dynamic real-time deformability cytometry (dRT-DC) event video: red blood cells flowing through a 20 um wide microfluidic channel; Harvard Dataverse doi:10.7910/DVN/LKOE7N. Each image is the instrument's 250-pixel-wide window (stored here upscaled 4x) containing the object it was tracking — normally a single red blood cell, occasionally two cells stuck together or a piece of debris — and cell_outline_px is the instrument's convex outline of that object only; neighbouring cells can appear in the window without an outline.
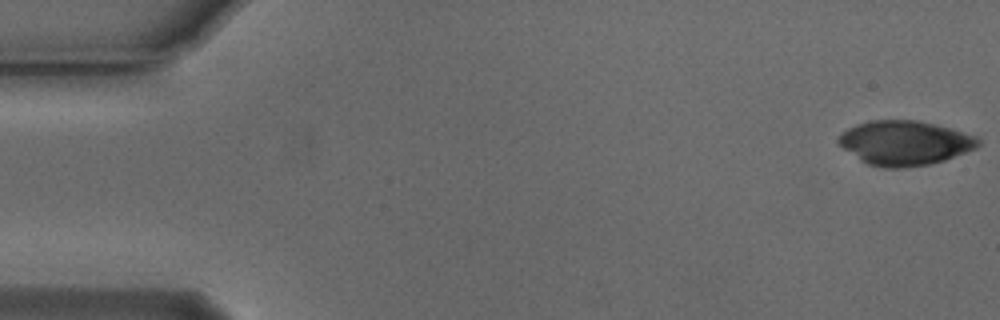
{"species": "Egyptian fruit bat (a non-hibernating species)", "species_latin": "Rousettus aegyptiacus", "temperature_condition": "cold", "stored_images_in_passage": 14, "camera_frame_rate_fps": 3000, "um_per_image_px": 0.085, "animal": {"sex": "male"}, "frame": {"image": 1, "passage_image": 1, "time_ms": 0.0, "image_size_px": [1000, 320], "cell_outline_px": [[980, 144], [976, 148], [944, 160], [928, 164], [904, 168], [884, 168], [868, 164], [860, 160], [844, 148], [836, 140], [848, 128], [856, 124], [872, 120], [920, 120], [952, 128], [976, 136], [980, 140]], "centroid_in_image_um": [76.92, 12.14], "position_along_channel_um": 8.1, "area_um2": 36.13}}